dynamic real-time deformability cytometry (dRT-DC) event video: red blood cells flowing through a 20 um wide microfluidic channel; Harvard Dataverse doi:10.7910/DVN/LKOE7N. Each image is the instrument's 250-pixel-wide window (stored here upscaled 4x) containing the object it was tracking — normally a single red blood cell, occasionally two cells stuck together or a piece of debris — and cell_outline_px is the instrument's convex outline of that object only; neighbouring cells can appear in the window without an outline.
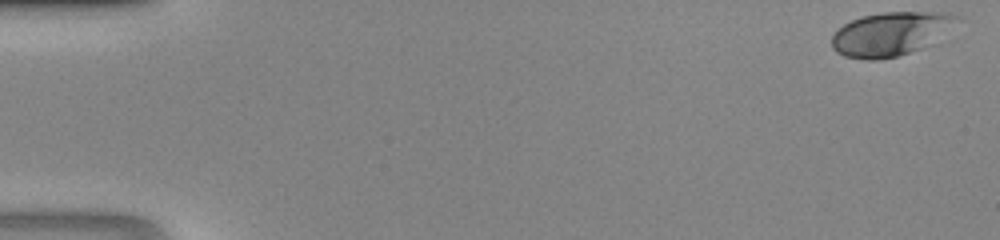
{"species": "human", "species_latin": "Homo sapiens", "temperature_condition": "room temperature", "stored_images_in_passage": 42, "camera_frame_rate_fps": 3000, "um_per_image_px": 0.085, "donor": {"sex": "male"}, "frame": {"image": 1, "passage_image": 1, "time_ms": 0.0, "image_size_px": [1000, 240], "cell_outline_px": [[956, 16], [920, 48], [896, 56], [876, 60], [868, 60], [844, 56], [836, 52], [832, 48], [832, 36], [844, 24], [860, 16], [880, 12], [948, 12]], "centroid_in_image_um": [75.47, 2.87], "position_along_channel_um": 9.5, "area_um2": 30.17}}
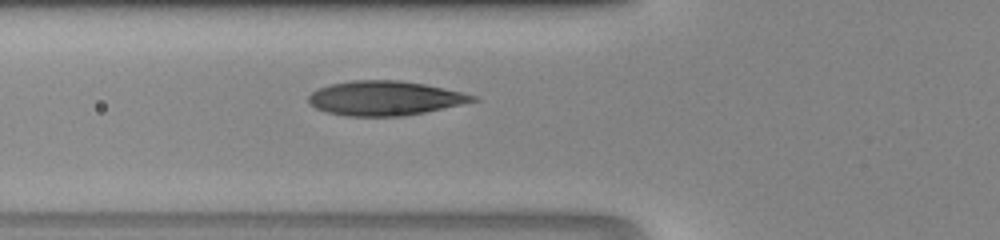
{"frame": {"image": 2, "passage_image": 18, "time_ms": 5.667, "image_size_px": [1000, 240], "cell_outline_px": [[480, 100], [424, 112], [400, 116], [348, 116], [328, 112], [316, 108], [308, 104], [308, 96], [312, 92], [328, 84], [352, 80], [400, 80], [424, 84], [444, 88], [476, 96]], "centroid_in_image_um": [32.68, 8.34], "position_along_channel_um": 93.1, "area_um2": 32.77}}
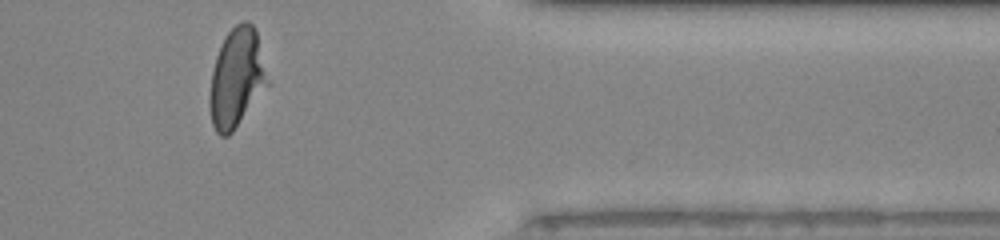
{"frame": {"image": 3, "passage_image": 39, "time_ms": 12.667, "image_size_px": [1000, 240], "cell_outline_px": [[260, 80], [232, 132], [228, 136], [220, 136], [216, 132], [212, 124], [208, 104], [208, 96], [212, 68], [220, 44], [228, 32], [240, 20], [248, 20], [256, 28], [260, 68]], "centroid_in_image_um": [19.87, 6.54], "position_along_channel_um": 391.5, "area_um2": 30.06}}